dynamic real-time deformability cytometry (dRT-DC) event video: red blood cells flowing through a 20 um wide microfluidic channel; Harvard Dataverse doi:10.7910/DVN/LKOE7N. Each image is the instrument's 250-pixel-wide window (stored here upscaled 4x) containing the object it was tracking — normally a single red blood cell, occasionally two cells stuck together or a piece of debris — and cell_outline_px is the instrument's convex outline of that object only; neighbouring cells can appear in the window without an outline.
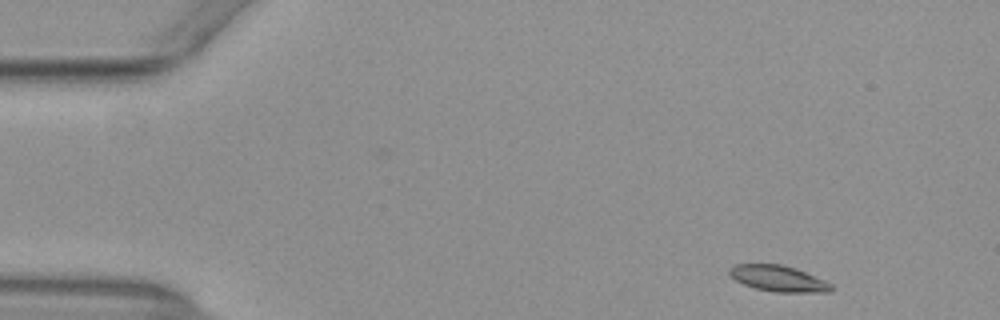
{"species": "common noctule bat (a hibernating species)", "species_latin": "Nyctalus noctula", "temperature_condition": "warm", "stored_images_in_passage": 50, "camera_frame_rate_fps": 3000, "um_per_image_px": 0.085, "animal": {"sex": "female", "body_mass_g": 29.2, "forearm_length_mm": 56.3}, "frame": {"image": 1, "passage_image": 3, "time_ms": 0.667, "image_size_px": [1000, 320], "cell_outline_px": [[836, 288], [832, 292], [776, 292], [756, 288], [744, 284], [736, 280], [728, 272], [728, 268], [732, 264], [784, 264], [796, 268], [824, 280], [832, 284]], "centroid_in_image_um": [66.19, 23.66], "position_along_channel_um": 18.8, "area_um2": 15.55}}
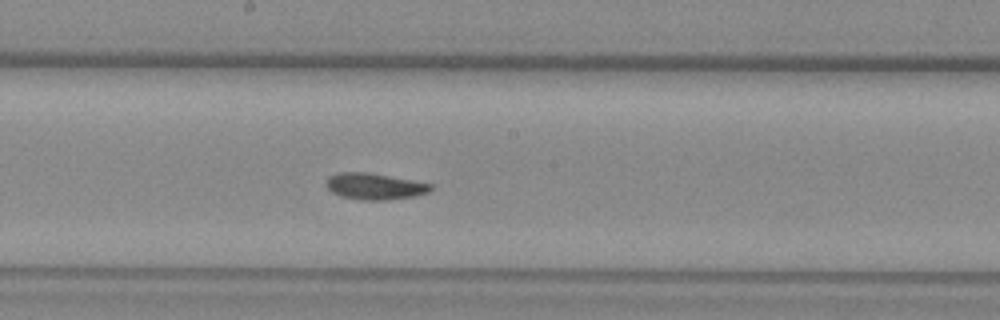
{"frame": {"image": 2, "passage_image": 26, "time_ms": 8.333, "image_size_px": [1000, 320], "cell_outline_px": [[432, 188], [428, 192], [416, 196], [384, 200], [360, 200], [340, 196], [332, 192], [328, 188], [324, 180], [328, 176], [336, 172], [368, 172], [412, 180], [432, 184]], "centroid_in_image_um": [31.8, 15.83], "position_along_channel_um": 216.4, "area_um2": 16.18}}
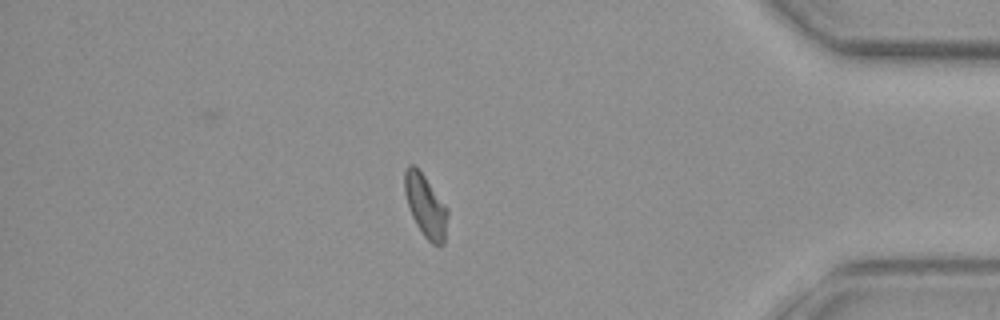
{"frame": {"image": 3, "passage_image": 43, "time_ms": 14.0, "image_size_px": [1000, 320], "cell_outline_px": [[448, 216], [444, 244], [432, 244], [424, 236], [416, 224], [412, 216], [404, 192], [404, 168], [408, 164], [416, 164], [448, 208]], "centroid_in_image_um": [36.16, 17.44], "position_along_channel_um": 399.0, "area_um2": 15.84}, "authors_computed_cell_mechanics": {"area_um2": 15.895, "velocity_mm_per_s": 3.9081, "shape_relaxation_time_tau1_ms": null, "shape_relaxation_time_tau2_ms": 5.389, "deformation_change_tau1": null, "deformation_change_tau2": 0.0835}}